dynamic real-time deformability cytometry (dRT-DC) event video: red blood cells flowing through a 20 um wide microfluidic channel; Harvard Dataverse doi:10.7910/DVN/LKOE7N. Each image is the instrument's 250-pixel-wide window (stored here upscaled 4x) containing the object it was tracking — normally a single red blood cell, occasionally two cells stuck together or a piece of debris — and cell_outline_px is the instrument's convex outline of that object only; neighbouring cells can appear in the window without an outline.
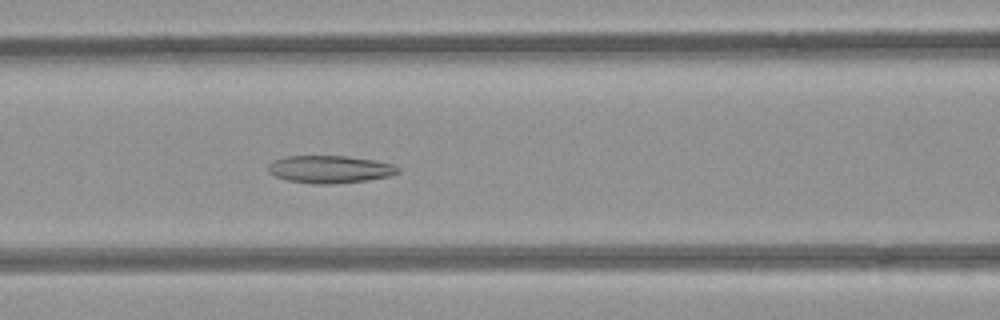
{"species": "common noctule bat (a hibernating species)", "species_latin": "Nyctalus noctula", "temperature_condition": "room temperature", "stored_images_in_passage": 41, "camera_frame_rate_fps": 3000, "um_per_image_px": 0.085, "animal": {"sex": "female", "body_mass_g": 21.9}, "frame": {"image": 1, "passage_image": 10, "time_ms": 3.0, "image_size_px": [1000, 320], "cell_outline_px": [[400, 172], [392, 176], [368, 180], [332, 184], [312, 184], [288, 180], [276, 176], [268, 172], [268, 164], [272, 160], [284, 156], [348, 156], [376, 160], [392, 164], [400, 168]], "centroid_in_image_um": [28.05, 14.38], "position_along_channel_um": 138.5, "area_um2": 21.1}}
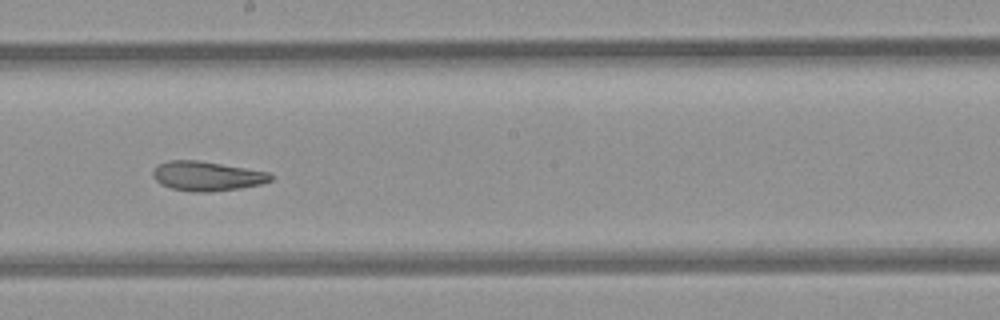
{"frame": {"image": 2, "passage_image": 17, "time_ms": 5.333, "image_size_px": [1000, 320], "cell_outline_px": [[272, 180], [260, 184], [240, 188], [208, 192], [192, 192], [172, 188], [160, 184], [152, 176], [152, 172], [160, 164], [168, 160], [196, 160], [268, 172], [272, 176]], "centroid_in_image_um": [17.56, 14.97], "position_along_channel_um": 230.6, "area_um2": 19.94}}
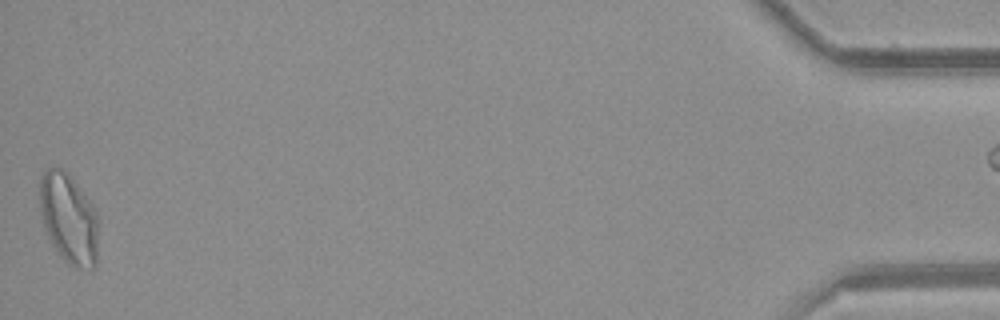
{"frame": {"image": 3, "passage_image": 40, "time_ms": 13.0, "image_size_px": [1000, 320], "cell_outline_px": [[100, 220], [96, 268], [72, 268], [60, 256], [52, 244], [44, 228], [40, 208], [40, 180], [44, 168], [52, 164], [68, 172], [92, 204]], "centroid_in_image_um": [5.87, 18.57], "position_along_channel_um": 429.3, "area_um2": 31.73}}